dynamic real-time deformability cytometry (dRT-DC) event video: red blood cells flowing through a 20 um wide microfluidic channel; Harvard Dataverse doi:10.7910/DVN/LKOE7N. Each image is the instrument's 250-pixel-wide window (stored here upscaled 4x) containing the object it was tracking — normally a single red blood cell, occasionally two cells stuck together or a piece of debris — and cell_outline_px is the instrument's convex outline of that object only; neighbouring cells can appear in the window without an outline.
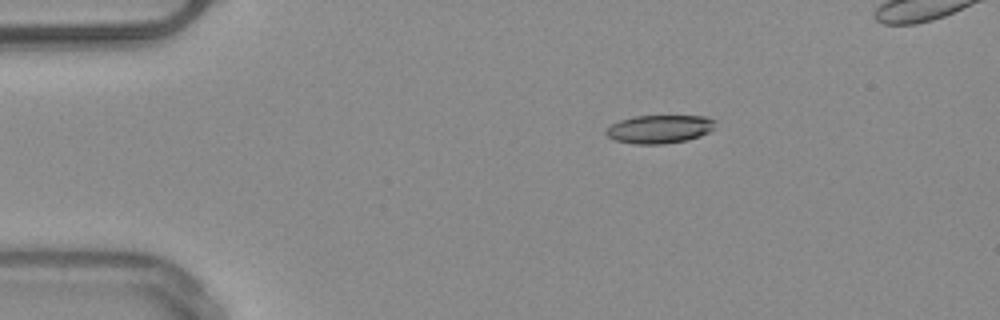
{"species": "common noctule bat (a hibernating species)", "species_latin": "Nyctalus noctula", "temperature_condition": "warm", "stored_images_in_passage": 5, "camera_frame_rate_fps": 3000, "um_per_image_px": 0.085, "animal": {"sex": "male", "body_mass_g": 20.4}, "frame": {"image": 1, "passage_image": 1, "time_ms": 0.0, "image_size_px": [1000, 320], "cell_outline_px": [[716, 128], [700, 136], [688, 140], [664, 144], [632, 144], [616, 140], [608, 136], [604, 132], [612, 124], [620, 120], [632, 116], [708, 116], [716, 120]], "centroid_in_image_um": [56.1, 10.97], "position_along_channel_um": 28.9, "area_um2": 18.21}}
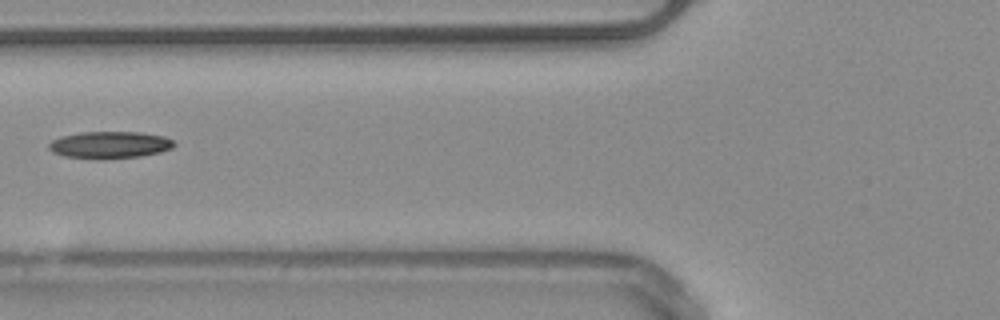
{"frame": {"image": 2, "passage_image": 4, "time_ms": 3.667, "image_size_px": [1000, 320], "cell_outline_px": [[176, 144], [172, 148], [160, 152], [140, 156], [104, 160], [96, 160], [64, 156], [52, 152], [48, 148], [48, 144], [52, 140], [64, 136], [80, 132], [140, 132], [164, 136], [172, 140]], "centroid_in_image_um": [9.32, 12.33], "position_along_channel_um": 116.5, "area_um2": 19.94}}